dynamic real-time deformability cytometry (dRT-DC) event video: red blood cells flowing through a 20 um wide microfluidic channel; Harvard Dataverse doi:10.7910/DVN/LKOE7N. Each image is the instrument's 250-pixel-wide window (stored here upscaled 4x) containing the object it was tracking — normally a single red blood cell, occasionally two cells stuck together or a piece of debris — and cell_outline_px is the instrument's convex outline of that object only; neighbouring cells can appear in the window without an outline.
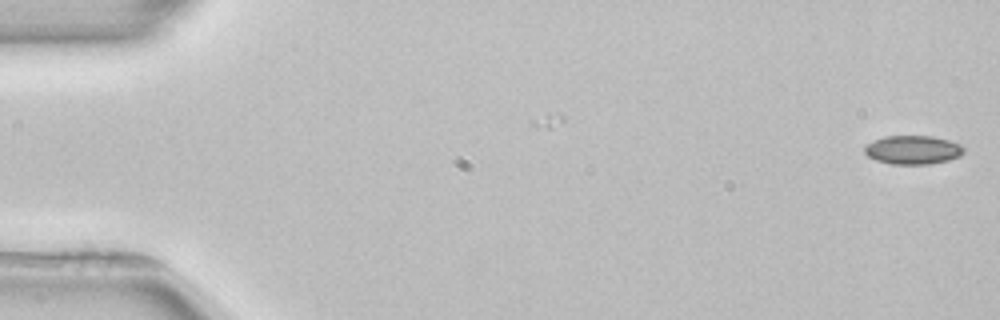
{"species": "common noctule bat (a hibernating species)", "species_latin": "Nyctalus noctula", "temperature_condition": "room temperature", "stored_images_in_passage": 2, "camera_frame_rate_fps": 3000, "um_per_image_px": 0.085, "animal": {"sex": "female", "body_mass_g": 22.7, "forearm_length_mm": 54.2}, "frame": {"image": 1, "passage_image": 2, "time_ms": 1.667, "image_size_px": [1000, 320], "cell_outline_px": [[964, 152], [960, 156], [948, 160], [928, 164], [892, 164], [876, 160], [868, 156], [864, 152], [864, 148], [872, 140], [884, 136], [932, 136], [948, 140], [960, 144], [964, 148]], "centroid_in_image_um": [77.59, 12.73], "position_along_channel_um": 7.4, "area_um2": 16.59}}